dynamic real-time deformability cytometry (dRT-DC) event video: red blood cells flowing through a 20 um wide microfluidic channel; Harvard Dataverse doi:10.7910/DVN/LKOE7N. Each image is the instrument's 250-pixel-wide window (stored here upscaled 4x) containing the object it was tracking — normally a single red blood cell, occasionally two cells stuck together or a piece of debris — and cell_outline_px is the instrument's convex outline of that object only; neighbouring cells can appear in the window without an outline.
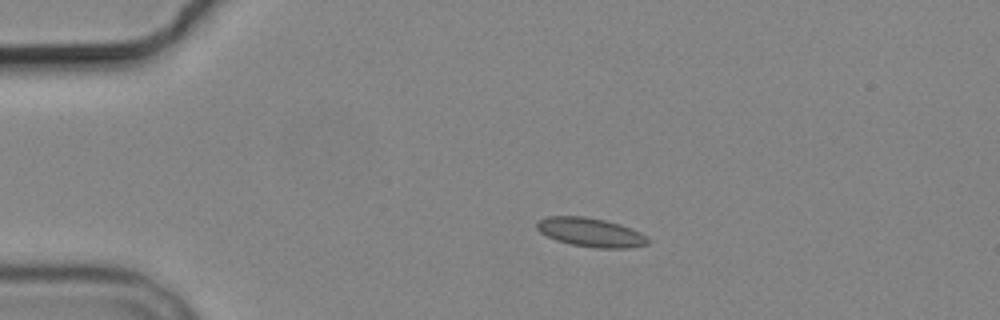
{"species": "common noctule bat (a hibernating species)", "species_latin": "Nyctalus noctula", "temperature_condition": "cold", "stored_images_in_passage": 3, "camera_frame_rate_fps": 3000, "um_per_image_px": 0.085, "animal": {"sex": "male", "body_mass_g": 19.2, "forearm_length_mm": 51.8}, "frame": {"image": 1, "passage_image": 1, "time_ms": 0.0, "image_size_px": [1000, 320], "cell_outline_px": [[648, 244], [628, 248], [596, 248], [572, 244], [556, 240], [540, 232], [536, 228], [536, 224], [540, 220], [548, 216], [584, 216], [604, 220], [620, 224], [632, 228], [640, 232], [648, 240]], "centroid_in_image_um": [50.2, 19.74], "position_along_channel_um": 34.8, "area_um2": 18.55}}
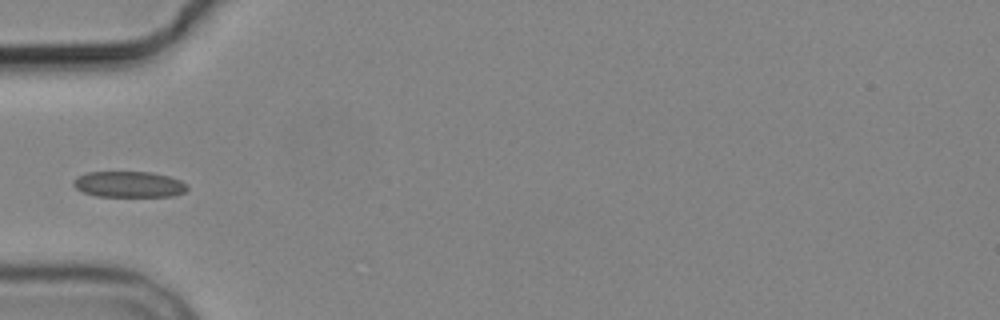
{"frame": {"image": 2, "passage_image": 3, "time_ms": 2.333, "image_size_px": [1000, 320], "cell_outline_px": [[188, 188], [184, 192], [172, 196], [96, 196], [84, 192], [76, 188], [72, 184], [72, 180], [76, 176], [88, 172], [148, 172], [168, 176], [180, 180], [188, 184]], "centroid_in_image_um": [10.94, 15.66], "position_along_channel_um": 74.1, "area_um2": 17.22}}